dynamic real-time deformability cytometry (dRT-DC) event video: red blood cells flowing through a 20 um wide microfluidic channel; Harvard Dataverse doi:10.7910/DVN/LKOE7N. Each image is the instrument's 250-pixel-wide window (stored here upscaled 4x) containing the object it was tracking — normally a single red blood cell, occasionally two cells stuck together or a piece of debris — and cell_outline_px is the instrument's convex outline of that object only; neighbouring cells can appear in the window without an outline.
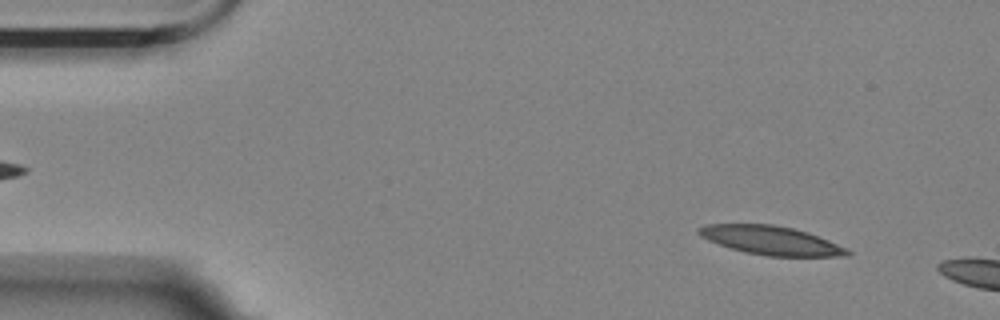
{"species": "Egyptian fruit bat (a non-hibernating species)", "species_latin": "Rousettus aegyptiacus", "temperature_condition": "room temperature", "stored_images_in_passage": 10, "camera_frame_rate_fps": 3000, "um_per_image_px": 0.085, "animal": {"sex": "female"}, "frame": {"image": 1, "passage_image": 5, "time_ms": 1.333, "image_size_px": [1000, 320], "cell_outline_px": [[852, 252], [848, 256], [768, 256], [744, 252], [708, 240], [700, 236], [696, 232], [696, 228], [708, 224], [772, 224], [792, 228], [808, 232], [848, 248]], "centroid_in_image_um": [65.54, 20.43], "position_along_channel_um": 19.5, "area_um2": 24.85}}